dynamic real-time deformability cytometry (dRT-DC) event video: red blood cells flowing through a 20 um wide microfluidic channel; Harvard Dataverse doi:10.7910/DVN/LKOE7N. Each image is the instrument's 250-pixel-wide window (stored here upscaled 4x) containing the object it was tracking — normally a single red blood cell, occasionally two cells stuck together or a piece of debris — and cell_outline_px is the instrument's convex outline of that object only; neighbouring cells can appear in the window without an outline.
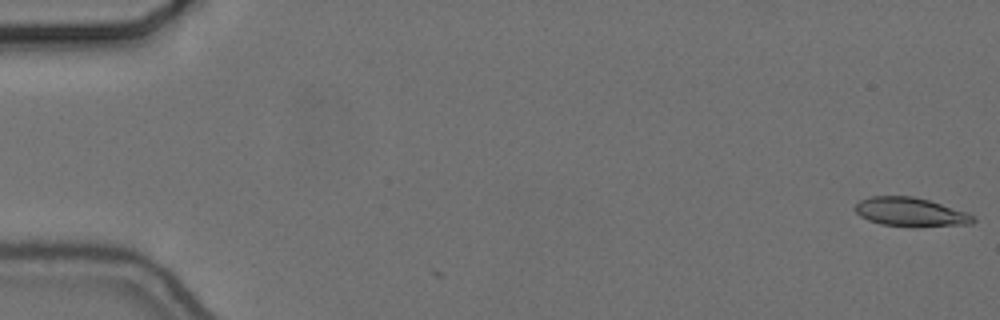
{"species": "common noctule bat (a hibernating species)", "species_latin": "Nyctalus noctula", "temperature_condition": "cold", "stored_images_in_passage": 2, "camera_frame_rate_fps": 3000, "um_per_image_px": 0.085, "animal": {"sex": "female", "body_mass_g": 24.6, "forearm_length_mm": 56.2}, "frame": {"image": 1, "passage_image": 2, "time_ms": 0.333, "image_size_px": [1000, 320], "cell_outline_px": [[976, 220], [972, 224], [880, 224], [868, 220], [860, 216], [852, 208], [860, 200], [872, 196], [912, 196], [928, 200], [964, 212], [972, 216]], "centroid_in_image_um": [77.27, 17.97], "position_along_channel_um": 7.7, "area_um2": 18.67}}